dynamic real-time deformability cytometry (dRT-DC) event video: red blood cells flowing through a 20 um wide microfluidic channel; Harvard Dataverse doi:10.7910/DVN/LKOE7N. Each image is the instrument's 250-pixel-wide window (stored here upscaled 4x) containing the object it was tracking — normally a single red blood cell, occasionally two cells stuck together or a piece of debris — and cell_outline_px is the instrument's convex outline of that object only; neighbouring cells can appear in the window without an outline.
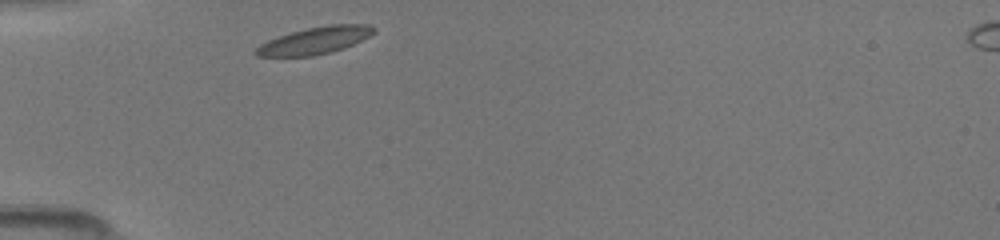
{"species": "common noctule bat (a hibernating species)", "species_latin": "Nyctalus noctula", "temperature_condition": "room temperature", "stored_images_in_passage": 29, "camera_frame_rate_fps": 3000, "um_per_image_px": 0.085, "animal": {"sex": "female", "body_mass_g": 19.5, "forearm_length_mm": 54.1}, "frame": {"image": 1, "passage_image": 1, "time_ms": 0.0, "image_size_px": [1000, 240], "cell_outline_px": [[376, 32], [344, 48], [332, 52], [312, 56], [256, 56], [252, 52], [260, 44], [268, 40], [292, 32], [308, 28], [328, 24], [368, 24], [376, 28]], "centroid_in_image_um": [26.77, 3.44], "position_along_channel_um": 58.2, "area_um2": 18.5}}
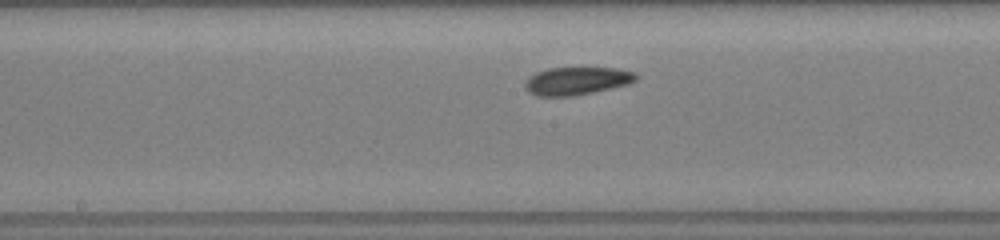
{"frame": {"image": 2, "passage_image": 12, "time_ms": 3.667, "image_size_px": [1000, 240], "cell_outline_px": [[640, 76], [636, 80], [628, 84], [612, 88], [572, 96], [536, 96], [528, 92], [524, 88], [524, 84], [536, 72], [548, 68], [616, 68], [636, 72]], "centroid_in_image_um": [49.06, 6.88], "position_along_channel_um": 199.1, "area_um2": 18.03}}
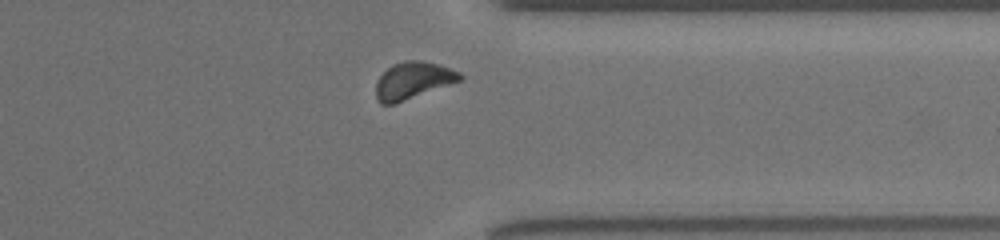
{"frame": {"image": 3, "passage_image": 25, "time_ms": 8.0, "image_size_px": [1000, 240], "cell_outline_px": [[464, 80], [392, 104], [380, 104], [376, 100], [376, 84], [380, 76], [392, 64], [404, 60], [420, 60], [440, 64], [460, 72], [464, 76]], "centroid_in_image_um": [35.14, 6.82], "position_along_channel_um": 376.3, "area_um2": 18.21}}